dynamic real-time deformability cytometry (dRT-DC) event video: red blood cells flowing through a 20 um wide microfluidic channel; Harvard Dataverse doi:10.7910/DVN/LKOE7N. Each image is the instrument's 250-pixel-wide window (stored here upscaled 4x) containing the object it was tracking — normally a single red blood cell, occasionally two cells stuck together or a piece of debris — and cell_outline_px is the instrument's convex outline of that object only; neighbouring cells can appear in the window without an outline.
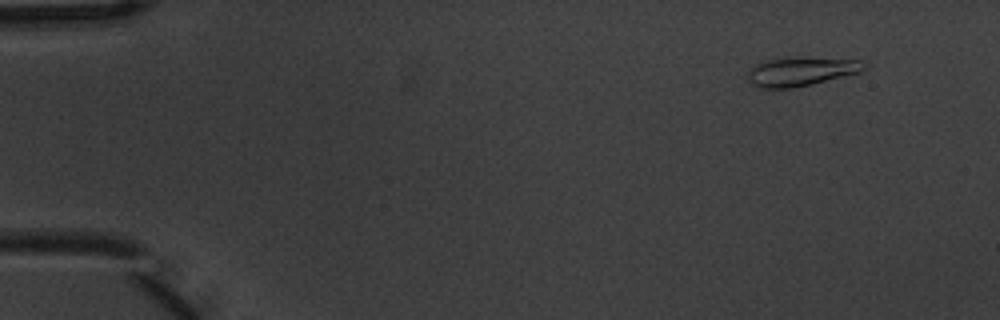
{"species": "common noctule bat (a hibernating species)", "species_latin": "Nyctalus noctula", "temperature_condition": "warm", "stored_images_in_passage": 4, "camera_frame_rate_fps": 3000, "um_per_image_px": 0.085, "animal": {"sex": "male", "body_mass_g": 20.1, "forearm_length_mm": 53.5}, "frame": {"image": 1, "passage_image": 1, "time_ms": 0.0, "image_size_px": [1000, 320], "cell_outline_px": [[868, 68], [860, 72], [812, 84], [792, 88], [760, 88], [752, 84], [748, 80], [748, 72], [756, 64], [768, 60], [796, 56], [860, 60], [868, 64]], "centroid_in_image_um": [68.13, 6.06], "position_along_channel_um": 16.9, "area_um2": 19.77}}
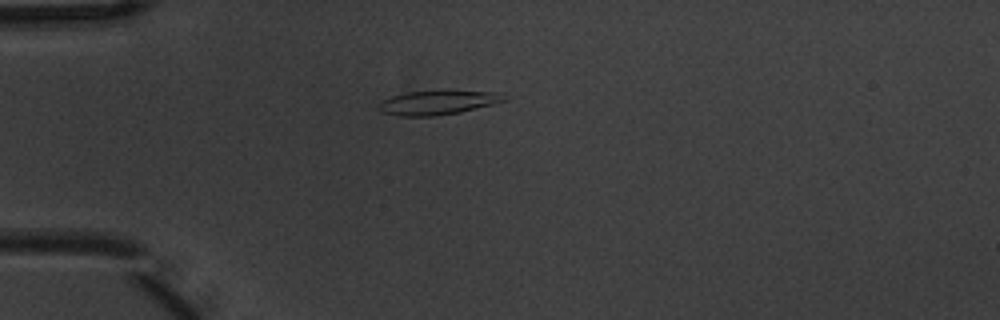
{"frame": {"image": 2, "passage_image": 4, "time_ms": 1.0, "image_size_px": [1000, 320], "cell_outline_px": [[508, 96], [504, 100], [492, 104], [460, 112], [436, 116], [400, 116], [380, 112], [376, 108], [380, 100], [392, 96], [408, 92], [440, 88], [452, 88], [500, 92]], "centroid_in_image_um": [37.22, 8.66], "position_along_channel_um": 47.8, "area_um2": 18.79}}